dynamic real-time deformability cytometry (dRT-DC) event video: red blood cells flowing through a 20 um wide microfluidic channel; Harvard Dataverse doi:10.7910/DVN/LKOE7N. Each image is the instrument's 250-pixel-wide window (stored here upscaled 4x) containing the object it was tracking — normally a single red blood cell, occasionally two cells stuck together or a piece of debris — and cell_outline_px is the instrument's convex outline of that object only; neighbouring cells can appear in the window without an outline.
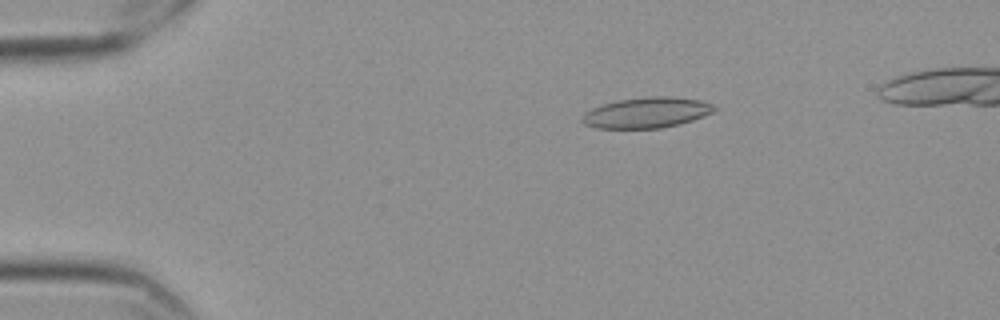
{"species": "Egyptian fruit bat (a non-hibernating species)", "species_latin": "Rousettus aegyptiacus", "temperature_condition": "cold", "stored_images_in_passage": 56, "camera_frame_rate_fps": 3000, "um_per_image_px": 0.085, "frame": {"image": 1, "passage_image": 11, "time_ms": 3.333, "image_size_px": [1000, 320], "cell_outline_px": [[716, 108], [712, 112], [704, 116], [680, 124], [660, 128], [596, 128], [584, 124], [580, 120], [584, 112], [592, 108], [616, 100], [648, 96], [672, 96], [700, 100], [712, 104]], "centroid_in_image_um": [54.94, 9.57], "position_along_channel_um": 30.1, "area_um2": 23.64}}
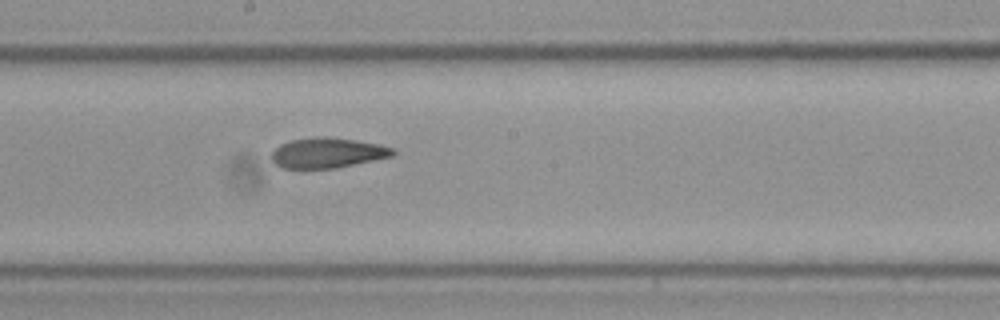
{"frame": {"image": 2, "passage_image": 32, "time_ms": 10.333, "image_size_px": [1000, 320], "cell_outline_px": [[396, 152], [392, 156], [336, 168], [280, 168], [272, 160], [272, 152], [280, 144], [292, 140], [316, 136], [328, 136], [356, 140], [380, 144], [392, 148]], "centroid_in_image_um": [27.83, 12.98], "position_along_channel_um": 220.4, "area_um2": 21.33}}
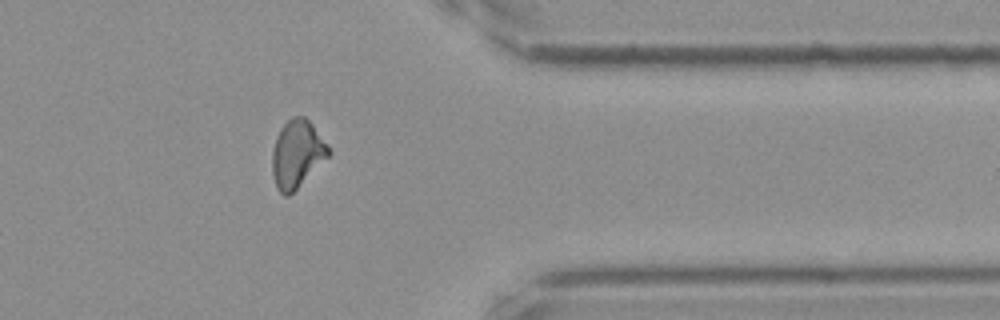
{"frame": {"image": 3, "passage_image": 47, "time_ms": 15.333, "image_size_px": [1000, 320], "cell_outline_px": [[332, 152], [288, 196], [284, 196], [276, 188], [272, 172], [272, 152], [276, 136], [280, 128], [292, 116], [304, 116], [312, 124], [328, 144]], "centroid_in_image_um": [25.23, 13.06], "position_along_channel_um": 386.2, "area_um2": 21.96}}